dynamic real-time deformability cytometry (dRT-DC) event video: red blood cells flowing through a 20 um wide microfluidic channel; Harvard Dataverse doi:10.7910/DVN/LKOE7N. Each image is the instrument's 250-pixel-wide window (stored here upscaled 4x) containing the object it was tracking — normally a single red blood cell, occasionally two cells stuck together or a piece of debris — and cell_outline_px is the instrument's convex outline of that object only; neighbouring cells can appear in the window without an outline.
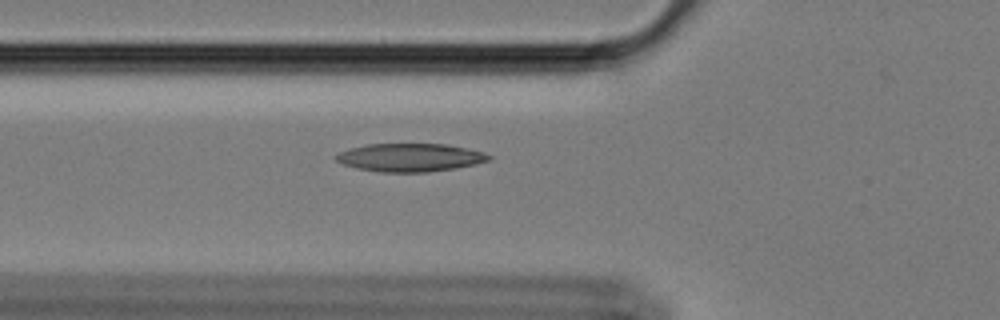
{"species": "Egyptian fruit bat (a non-hibernating species)", "species_latin": "Rousettus aegyptiacus", "temperature_condition": "cold", "stored_images_in_passage": 59, "camera_frame_rate_fps": 3000, "um_per_image_px": 0.085, "animal": {"sex": "female"}, "frame": {"image": 1, "passage_image": 21, "time_ms": 6.667, "image_size_px": [1000, 320], "cell_outline_px": [[492, 160], [476, 164], [456, 168], [428, 172], [380, 172], [356, 168], [344, 164], [336, 160], [332, 156], [340, 152], [352, 148], [368, 144], [448, 144], [484, 152], [492, 156]], "centroid_in_image_um": [34.89, 13.39], "position_along_channel_um": 90.9, "area_um2": 25.14}}
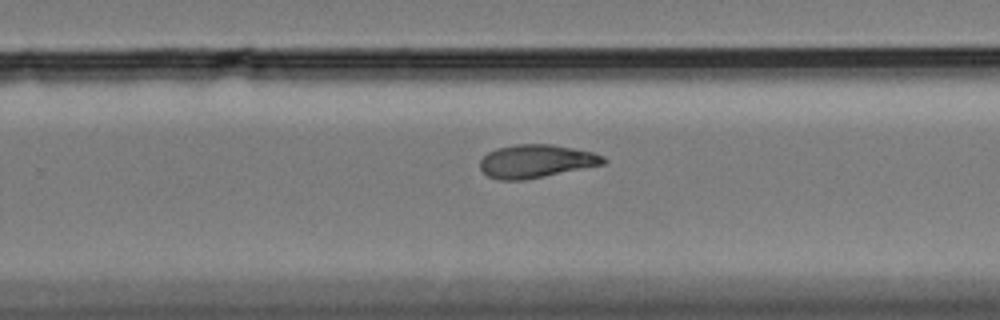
{"frame": {"image": 2, "passage_image": 38, "time_ms": 12.333, "image_size_px": [1000, 320], "cell_outline_px": [[608, 160], [604, 164], [524, 180], [500, 180], [488, 176], [480, 168], [480, 160], [488, 152], [496, 148], [516, 144], [552, 144], [592, 152], [604, 156]], "centroid_in_image_um": [45.56, 13.7], "position_along_channel_um": 284.2, "area_um2": 23.76}}
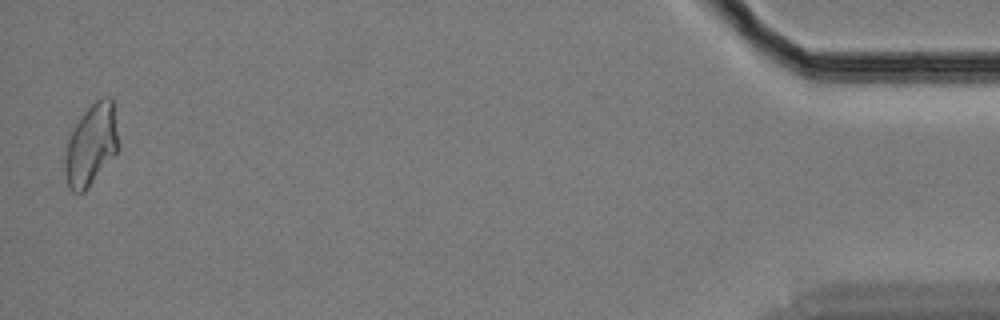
{"frame": {"image": 3, "passage_image": 58, "time_ms": 19.0, "image_size_px": [1000, 320], "cell_outline_px": [[116, 152], [88, 188], [84, 192], [72, 192], [68, 188], [64, 172], [64, 156], [68, 140], [72, 128], [80, 116], [96, 100], [104, 96], [112, 96], [116, 132]], "centroid_in_image_um": [7.69, 12.32], "position_along_channel_um": 427.5, "area_um2": 25.03}, "authors_computed_cell_mechanics": {"area_um2": 24.3916, "velocity_mm_per_s": 3.4034, "shape_relaxation_time_tau1_ms": null, "shape_relaxation_time_tau2_ms": 10.2155, "deformation_change_tau1": null, "deformation_change_tau2": 0.1442}}